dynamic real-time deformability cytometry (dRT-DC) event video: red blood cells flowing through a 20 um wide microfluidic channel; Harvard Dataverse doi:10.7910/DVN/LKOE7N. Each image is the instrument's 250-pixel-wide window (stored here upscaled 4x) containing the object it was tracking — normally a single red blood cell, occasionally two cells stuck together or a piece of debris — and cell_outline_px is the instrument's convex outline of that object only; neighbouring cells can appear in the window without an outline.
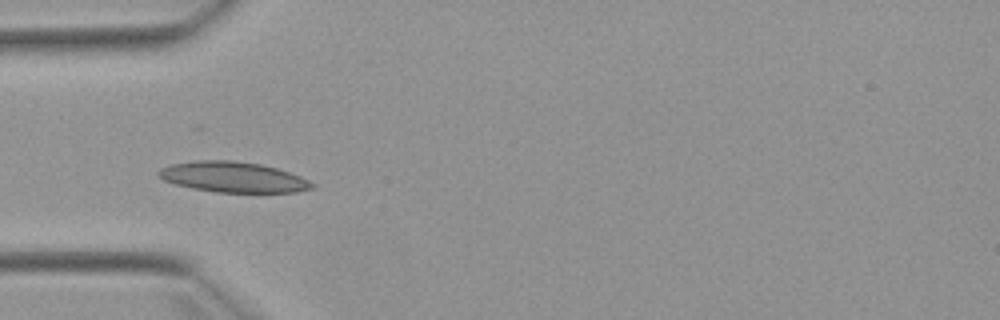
{"species": "Egyptian fruit bat (a non-hibernating species)", "species_latin": "Rousettus aegyptiacus", "temperature_condition": "warm", "stored_images_in_passage": 7, "camera_frame_rate_fps": 3000, "um_per_image_px": 0.085, "animal": {"sex": "female"}, "frame": {"image": 1, "passage_image": 5, "time_ms": 4.667, "image_size_px": [1000, 320], "cell_outline_px": [[316, 188], [296, 192], [216, 192], [192, 188], [176, 184], [164, 180], [156, 176], [156, 172], [160, 168], [172, 164], [192, 160], [232, 160], [260, 164], [276, 168], [300, 176], [316, 184]], "centroid_in_image_um": [19.8, 15.05], "position_along_channel_um": 65.2, "area_um2": 27.4}}
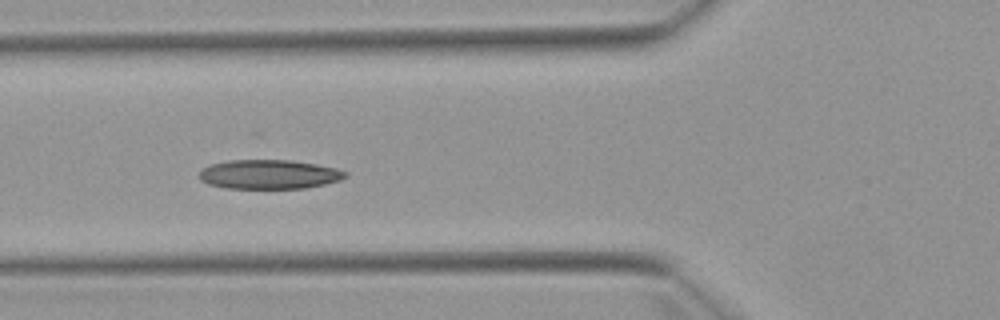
{"frame": {"image": 2, "passage_image": 6, "time_ms": 5.667, "image_size_px": [1000, 320], "cell_outline_px": [[348, 176], [340, 180], [324, 184], [304, 188], [224, 188], [208, 184], [200, 180], [200, 172], [204, 168], [212, 164], [228, 160], [292, 160], [316, 164], [336, 168], [348, 172]], "centroid_in_image_um": [22.89, 14.82], "position_along_channel_um": 102.9, "area_um2": 24.85}}
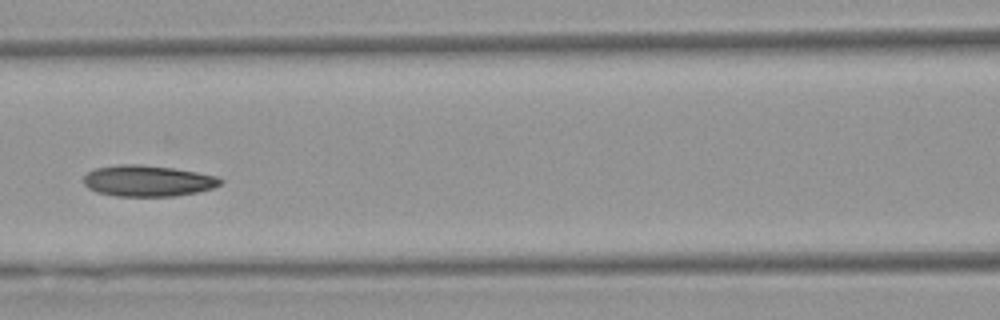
{"frame": {"image": 3, "passage_image": 7, "time_ms": 7.0, "image_size_px": [1000, 320], "cell_outline_px": [[224, 180], [220, 184], [212, 188], [196, 192], [176, 196], [116, 196], [96, 192], [88, 188], [84, 184], [84, 176], [88, 172], [96, 168], [120, 164], [140, 164], [172, 168], [196, 172], [216, 176]], "centroid_in_image_um": [12.54, 15.37], "position_along_channel_um": 154.1, "area_um2": 24.74}}